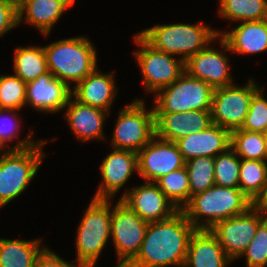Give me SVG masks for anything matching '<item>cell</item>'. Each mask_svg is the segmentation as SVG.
<instances>
[{"label": "cell", "instance_id": "7a4b0ae2", "mask_svg": "<svg viewBox=\"0 0 267 267\" xmlns=\"http://www.w3.org/2000/svg\"><path fill=\"white\" fill-rule=\"evenodd\" d=\"M251 206L252 200L240 188L214 184L192 196L182 211L195 229L210 230L217 222L243 214Z\"/></svg>", "mask_w": 267, "mask_h": 267}, {"label": "cell", "instance_id": "74e56055", "mask_svg": "<svg viewBox=\"0 0 267 267\" xmlns=\"http://www.w3.org/2000/svg\"><path fill=\"white\" fill-rule=\"evenodd\" d=\"M34 267H80L77 264L67 262L59 255L46 247L35 261Z\"/></svg>", "mask_w": 267, "mask_h": 267}, {"label": "cell", "instance_id": "d4e9b609", "mask_svg": "<svg viewBox=\"0 0 267 267\" xmlns=\"http://www.w3.org/2000/svg\"><path fill=\"white\" fill-rule=\"evenodd\" d=\"M41 240L0 238V267H34L37 257L46 248L41 246Z\"/></svg>", "mask_w": 267, "mask_h": 267}, {"label": "cell", "instance_id": "1f68e13d", "mask_svg": "<svg viewBox=\"0 0 267 267\" xmlns=\"http://www.w3.org/2000/svg\"><path fill=\"white\" fill-rule=\"evenodd\" d=\"M240 158L229 147L214 158L215 185L239 188Z\"/></svg>", "mask_w": 267, "mask_h": 267}, {"label": "cell", "instance_id": "52a82bcc", "mask_svg": "<svg viewBox=\"0 0 267 267\" xmlns=\"http://www.w3.org/2000/svg\"><path fill=\"white\" fill-rule=\"evenodd\" d=\"M214 88L190 76L186 71L171 85L154 95V113H178L190 110L211 111Z\"/></svg>", "mask_w": 267, "mask_h": 267}, {"label": "cell", "instance_id": "f1b7e54d", "mask_svg": "<svg viewBox=\"0 0 267 267\" xmlns=\"http://www.w3.org/2000/svg\"><path fill=\"white\" fill-rule=\"evenodd\" d=\"M155 183L178 210L190 202L189 177L185 166L162 176Z\"/></svg>", "mask_w": 267, "mask_h": 267}, {"label": "cell", "instance_id": "8d00e7d4", "mask_svg": "<svg viewBox=\"0 0 267 267\" xmlns=\"http://www.w3.org/2000/svg\"><path fill=\"white\" fill-rule=\"evenodd\" d=\"M18 26V0H0V37Z\"/></svg>", "mask_w": 267, "mask_h": 267}, {"label": "cell", "instance_id": "ffe728a7", "mask_svg": "<svg viewBox=\"0 0 267 267\" xmlns=\"http://www.w3.org/2000/svg\"><path fill=\"white\" fill-rule=\"evenodd\" d=\"M65 108L63 115L76 138L80 139L79 141L84 143L94 139H102V141L106 139V135L103 134V126L109 112L82 104L72 96Z\"/></svg>", "mask_w": 267, "mask_h": 267}, {"label": "cell", "instance_id": "d6a6232c", "mask_svg": "<svg viewBox=\"0 0 267 267\" xmlns=\"http://www.w3.org/2000/svg\"><path fill=\"white\" fill-rule=\"evenodd\" d=\"M27 83L17 75H0V109L20 110L26 107Z\"/></svg>", "mask_w": 267, "mask_h": 267}, {"label": "cell", "instance_id": "277c9868", "mask_svg": "<svg viewBox=\"0 0 267 267\" xmlns=\"http://www.w3.org/2000/svg\"><path fill=\"white\" fill-rule=\"evenodd\" d=\"M156 50L175 57L179 55L184 62L219 36L218 31L202 22L196 24L174 23L157 24L138 33Z\"/></svg>", "mask_w": 267, "mask_h": 267}, {"label": "cell", "instance_id": "f546056e", "mask_svg": "<svg viewBox=\"0 0 267 267\" xmlns=\"http://www.w3.org/2000/svg\"><path fill=\"white\" fill-rule=\"evenodd\" d=\"M267 182V162L240 159L239 188L251 200Z\"/></svg>", "mask_w": 267, "mask_h": 267}, {"label": "cell", "instance_id": "6da1fadb", "mask_svg": "<svg viewBox=\"0 0 267 267\" xmlns=\"http://www.w3.org/2000/svg\"><path fill=\"white\" fill-rule=\"evenodd\" d=\"M195 230L182 210L169 219L150 222L137 256L126 266L184 267Z\"/></svg>", "mask_w": 267, "mask_h": 267}, {"label": "cell", "instance_id": "b9f144b4", "mask_svg": "<svg viewBox=\"0 0 267 267\" xmlns=\"http://www.w3.org/2000/svg\"><path fill=\"white\" fill-rule=\"evenodd\" d=\"M124 267H142V266H124Z\"/></svg>", "mask_w": 267, "mask_h": 267}, {"label": "cell", "instance_id": "4dcf8cb0", "mask_svg": "<svg viewBox=\"0 0 267 267\" xmlns=\"http://www.w3.org/2000/svg\"><path fill=\"white\" fill-rule=\"evenodd\" d=\"M190 185V200L215 184L214 157H196L185 161Z\"/></svg>", "mask_w": 267, "mask_h": 267}, {"label": "cell", "instance_id": "4fadbf2b", "mask_svg": "<svg viewBox=\"0 0 267 267\" xmlns=\"http://www.w3.org/2000/svg\"><path fill=\"white\" fill-rule=\"evenodd\" d=\"M137 154V174L146 182H156L162 176L185 166V160L176 143L157 136Z\"/></svg>", "mask_w": 267, "mask_h": 267}, {"label": "cell", "instance_id": "ba28073f", "mask_svg": "<svg viewBox=\"0 0 267 267\" xmlns=\"http://www.w3.org/2000/svg\"><path fill=\"white\" fill-rule=\"evenodd\" d=\"M143 99H135L119 111L111 145L114 149L138 153L155 136L153 108L145 109Z\"/></svg>", "mask_w": 267, "mask_h": 267}, {"label": "cell", "instance_id": "4316f807", "mask_svg": "<svg viewBox=\"0 0 267 267\" xmlns=\"http://www.w3.org/2000/svg\"><path fill=\"white\" fill-rule=\"evenodd\" d=\"M219 15L232 22L267 19V0H219Z\"/></svg>", "mask_w": 267, "mask_h": 267}, {"label": "cell", "instance_id": "7402d4cb", "mask_svg": "<svg viewBox=\"0 0 267 267\" xmlns=\"http://www.w3.org/2000/svg\"><path fill=\"white\" fill-rule=\"evenodd\" d=\"M75 0H18V24H31L48 36L56 22Z\"/></svg>", "mask_w": 267, "mask_h": 267}, {"label": "cell", "instance_id": "e0dca14e", "mask_svg": "<svg viewBox=\"0 0 267 267\" xmlns=\"http://www.w3.org/2000/svg\"><path fill=\"white\" fill-rule=\"evenodd\" d=\"M72 87L55 78L48 70L39 78L27 83L26 104L46 113L63 111L72 96Z\"/></svg>", "mask_w": 267, "mask_h": 267}, {"label": "cell", "instance_id": "d6986e66", "mask_svg": "<svg viewBox=\"0 0 267 267\" xmlns=\"http://www.w3.org/2000/svg\"><path fill=\"white\" fill-rule=\"evenodd\" d=\"M175 143L185 161L196 157L215 158L230 147L231 132L212 123L205 130L190 133Z\"/></svg>", "mask_w": 267, "mask_h": 267}, {"label": "cell", "instance_id": "60d3db41", "mask_svg": "<svg viewBox=\"0 0 267 267\" xmlns=\"http://www.w3.org/2000/svg\"><path fill=\"white\" fill-rule=\"evenodd\" d=\"M263 134H264L265 141H266V144H267V129L263 132Z\"/></svg>", "mask_w": 267, "mask_h": 267}, {"label": "cell", "instance_id": "ac0fdd59", "mask_svg": "<svg viewBox=\"0 0 267 267\" xmlns=\"http://www.w3.org/2000/svg\"><path fill=\"white\" fill-rule=\"evenodd\" d=\"M154 115L156 136L171 142H176L190 133L205 130L212 124L211 111L190 110Z\"/></svg>", "mask_w": 267, "mask_h": 267}, {"label": "cell", "instance_id": "ab89813d", "mask_svg": "<svg viewBox=\"0 0 267 267\" xmlns=\"http://www.w3.org/2000/svg\"><path fill=\"white\" fill-rule=\"evenodd\" d=\"M252 207L267 218V182L252 200Z\"/></svg>", "mask_w": 267, "mask_h": 267}, {"label": "cell", "instance_id": "f35d334b", "mask_svg": "<svg viewBox=\"0 0 267 267\" xmlns=\"http://www.w3.org/2000/svg\"><path fill=\"white\" fill-rule=\"evenodd\" d=\"M33 134H34V131H32V132L30 131L29 134H27V136L23 140H20L19 142H17L16 145L11 146L10 148H8L7 150H4V151L2 149L6 148L8 146L6 145V143L0 137V154H1V151H2V154H4V153H7V152H10L11 150L28 149V148L36 145L39 140H36V142H35L33 140Z\"/></svg>", "mask_w": 267, "mask_h": 267}, {"label": "cell", "instance_id": "603a6c76", "mask_svg": "<svg viewBox=\"0 0 267 267\" xmlns=\"http://www.w3.org/2000/svg\"><path fill=\"white\" fill-rule=\"evenodd\" d=\"M230 261L210 230H195L189 241L184 267H227Z\"/></svg>", "mask_w": 267, "mask_h": 267}, {"label": "cell", "instance_id": "2e32d148", "mask_svg": "<svg viewBox=\"0 0 267 267\" xmlns=\"http://www.w3.org/2000/svg\"><path fill=\"white\" fill-rule=\"evenodd\" d=\"M100 171L103 179L93 198L109 200L128 182L133 172H138V154L113 148L103 159Z\"/></svg>", "mask_w": 267, "mask_h": 267}, {"label": "cell", "instance_id": "30bf717a", "mask_svg": "<svg viewBox=\"0 0 267 267\" xmlns=\"http://www.w3.org/2000/svg\"><path fill=\"white\" fill-rule=\"evenodd\" d=\"M260 88L251 78L245 86L232 84L215 88L211 105L212 123L230 132L240 129L249 112L250 101Z\"/></svg>", "mask_w": 267, "mask_h": 267}, {"label": "cell", "instance_id": "8fae6325", "mask_svg": "<svg viewBox=\"0 0 267 267\" xmlns=\"http://www.w3.org/2000/svg\"><path fill=\"white\" fill-rule=\"evenodd\" d=\"M148 225L120 199L112 207L111 238L119 260L115 267H124L137 256Z\"/></svg>", "mask_w": 267, "mask_h": 267}, {"label": "cell", "instance_id": "83f0119b", "mask_svg": "<svg viewBox=\"0 0 267 267\" xmlns=\"http://www.w3.org/2000/svg\"><path fill=\"white\" fill-rule=\"evenodd\" d=\"M230 147L240 159L267 161V144L261 132L231 131Z\"/></svg>", "mask_w": 267, "mask_h": 267}, {"label": "cell", "instance_id": "9a60e30c", "mask_svg": "<svg viewBox=\"0 0 267 267\" xmlns=\"http://www.w3.org/2000/svg\"><path fill=\"white\" fill-rule=\"evenodd\" d=\"M120 200L148 223L169 219L179 211L155 182L126 190Z\"/></svg>", "mask_w": 267, "mask_h": 267}, {"label": "cell", "instance_id": "5bb4252c", "mask_svg": "<svg viewBox=\"0 0 267 267\" xmlns=\"http://www.w3.org/2000/svg\"><path fill=\"white\" fill-rule=\"evenodd\" d=\"M216 40L222 47L221 52L208 45L185 61V71L190 76L206 82L214 89L234 84L229 71L230 62L225 54V51L230 52V49L220 36Z\"/></svg>", "mask_w": 267, "mask_h": 267}, {"label": "cell", "instance_id": "e575fe53", "mask_svg": "<svg viewBox=\"0 0 267 267\" xmlns=\"http://www.w3.org/2000/svg\"><path fill=\"white\" fill-rule=\"evenodd\" d=\"M243 256L247 267L267 266V218L258 226L254 238L241 255Z\"/></svg>", "mask_w": 267, "mask_h": 267}, {"label": "cell", "instance_id": "9c48e42d", "mask_svg": "<svg viewBox=\"0 0 267 267\" xmlns=\"http://www.w3.org/2000/svg\"><path fill=\"white\" fill-rule=\"evenodd\" d=\"M134 41L141 47L136 50L135 59L142 73L143 86L147 92L156 93L171 85L185 72V62L178 57L156 50L149 45L138 33Z\"/></svg>", "mask_w": 267, "mask_h": 267}, {"label": "cell", "instance_id": "d590c367", "mask_svg": "<svg viewBox=\"0 0 267 267\" xmlns=\"http://www.w3.org/2000/svg\"><path fill=\"white\" fill-rule=\"evenodd\" d=\"M16 111L19 110L0 109V137L6 144L14 139H17L20 134L19 126H21V122Z\"/></svg>", "mask_w": 267, "mask_h": 267}, {"label": "cell", "instance_id": "cb8c5ba5", "mask_svg": "<svg viewBox=\"0 0 267 267\" xmlns=\"http://www.w3.org/2000/svg\"><path fill=\"white\" fill-rule=\"evenodd\" d=\"M238 23L236 28L228 32H218L227 43L230 53L248 55L267 51V19Z\"/></svg>", "mask_w": 267, "mask_h": 267}, {"label": "cell", "instance_id": "8992f818", "mask_svg": "<svg viewBox=\"0 0 267 267\" xmlns=\"http://www.w3.org/2000/svg\"><path fill=\"white\" fill-rule=\"evenodd\" d=\"M41 140L28 149L11 150L0 155V206L4 207L24 193L35 177L46 154Z\"/></svg>", "mask_w": 267, "mask_h": 267}, {"label": "cell", "instance_id": "836d02e7", "mask_svg": "<svg viewBox=\"0 0 267 267\" xmlns=\"http://www.w3.org/2000/svg\"><path fill=\"white\" fill-rule=\"evenodd\" d=\"M264 88H260L250 101L249 112L240 129L263 133L267 129V99Z\"/></svg>", "mask_w": 267, "mask_h": 267}, {"label": "cell", "instance_id": "3957f363", "mask_svg": "<svg viewBox=\"0 0 267 267\" xmlns=\"http://www.w3.org/2000/svg\"><path fill=\"white\" fill-rule=\"evenodd\" d=\"M47 68L69 87L79 83L97 68L95 46L85 36L61 39L43 46Z\"/></svg>", "mask_w": 267, "mask_h": 267}, {"label": "cell", "instance_id": "5b68a950", "mask_svg": "<svg viewBox=\"0 0 267 267\" xmlns=\"http://www.w3.org/2000/svg\"><path fill=\"white\" fill-rule=\"evenodd\" d=\"M110 201L93 198L81 219L75 240V261L80 267H95L108 239H111Z\"/></svg>", "mask_w": 267, "mask_h": 267}, {"label": "cell", "instance_id": "7c38bea8", "mask_svg": "<svg viewBox=\"0 0 267 267\" xmlns=\"http://www.w3.org/2000/svg\"><path fill=\"white\" fill-rule=\"evenodd\" d=\"M266 218L252 206L243 214L217 222L210 231L217 237L227 257L233 262L241 258Z\"/></svg>", "mask_w": 267, "mask_h": 267}, {"label": "cell", "instance_id": "484cf974", "mask_svg": "<svg viewBox=\"0 0 267 267\" xmlns=\"http://www.w3.org/2000/svg\"><path fill=\"white\" fill-rule=\"evenodd\" d=\"M14 52L13 71L25 83L48 71L44 47H17Z\"/></svg>", "mask_w": 267, "mask_h": 267}, {"label": "cell", "instance_id": "44dd1931", "mask_svg": "<svg viewBox=\"0 0 267 267\" xmlns=\"http://www.w3.org/2000/svg\"><path fill=\"white\" fill-rule=\"evenodd\" d=\"M113 73L103 74L96 68L85 79L73 85L72 97L82 104L110 113L118 90Z\"/></svg>", "mask_w": 267, "mask_h": 267}]
</instances>
